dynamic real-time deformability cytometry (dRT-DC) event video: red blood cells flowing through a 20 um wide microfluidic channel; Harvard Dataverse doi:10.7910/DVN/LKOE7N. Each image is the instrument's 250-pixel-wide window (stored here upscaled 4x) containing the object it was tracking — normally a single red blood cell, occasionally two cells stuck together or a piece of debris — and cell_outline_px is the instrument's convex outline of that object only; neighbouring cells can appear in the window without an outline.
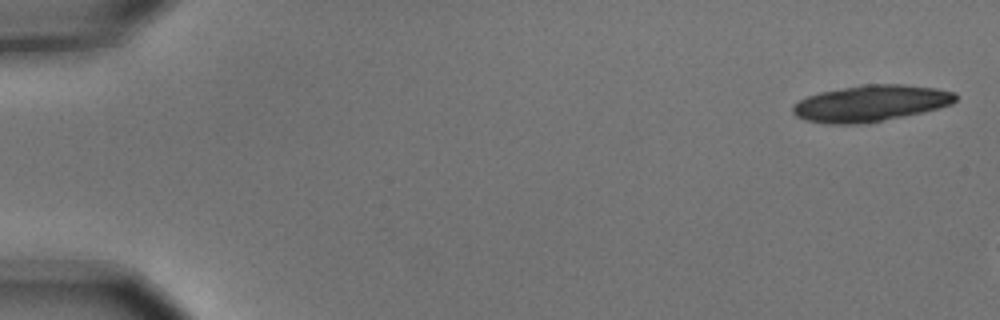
{"species": "common noctule bat (a hibernating species)", "species_latin": "Nyctalus noctula", "temperature_condition": "cold", "stored_images_in_passage": 4, "camera_frame_rate_fps": 3000, "um_per_image_px": 0.085, "animal": {"sex": "male", "body_mass_g": 15.6}, "frame": {"image": 1, "passage_image": 1, "time_ms": 0.0, "image_size_px": [1000, 320], "cell_outline_px": [[956, 100], [952, 104], [904, 116], [856, 124], [828, 124], [804, 120], [796, 116], [792, 112], [792, 108], [800, 100], [808, 96], [820, 92], [864, 84], [904, 84], [936, 88], [956, 92]], "centroid_in_image_um": [74.0, 8.77], "position_along_channel_um": 11.0, "area_um2": 34.1}}